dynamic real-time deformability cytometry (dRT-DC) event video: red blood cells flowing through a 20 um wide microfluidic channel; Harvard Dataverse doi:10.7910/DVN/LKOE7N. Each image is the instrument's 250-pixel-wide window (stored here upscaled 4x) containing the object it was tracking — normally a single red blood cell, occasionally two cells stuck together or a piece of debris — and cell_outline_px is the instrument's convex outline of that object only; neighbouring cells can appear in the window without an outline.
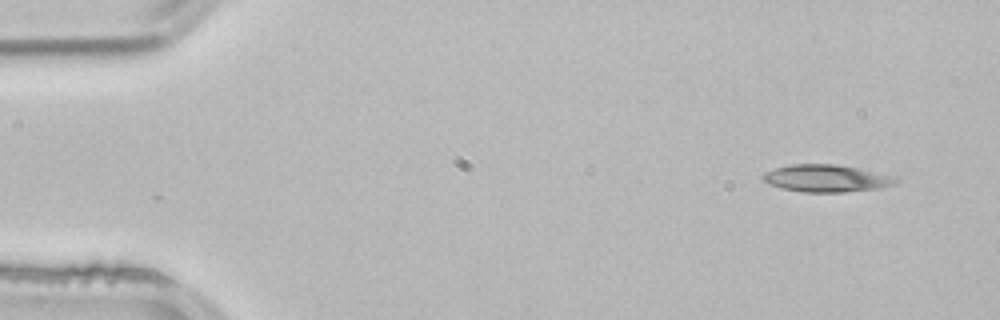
{"species": "common noctule bat (a hibernating species)", "species_latin": "Nyctalus noctula", "temperature_condition": "room temperature", "stored_images_in_passage": 49, "camera_frame_rate_fps": 3000, "um_per_image_px": 0.085, "animal": {"sex": "male", "body_mass_g": 21.5, "forearm_length_mm": 52.0}, "frame": {"image": 1, "passage_image": 1, "time_ms": 0.0, "image_size_px": [1000, 320], "cell_outline_px": [[900, 180], [896, 184], [880, 188], [844, 192], [804, 192], [784, 188], [768, 184], [764, 180], [764, 172], [776, 168], [792, 164], [836, 164], [856, 168], [888, 176]], "centroid_in_image_um": [70.22, 15.16], "position_along_channel_um": 14.8, "area_um2": 20.63}}
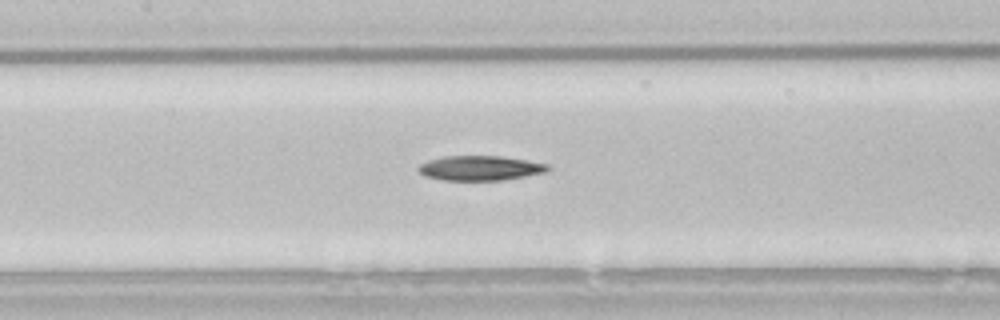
{"frame": {"image": 2, "passage_image": 21, "time_ms": 6.667, "image_size_px": [1000, 320], "cell_outline_px": [[548, 168], [544, 172], [500, 180], [444, 180], [424, 176], [416, 168], [420, 164], [444, 156], [500, 156], [548, 164]], "centroid_in_image_um": [40.74, 14.28], "position_along_channel_um": 166.7, "area_um2": 18.21}}
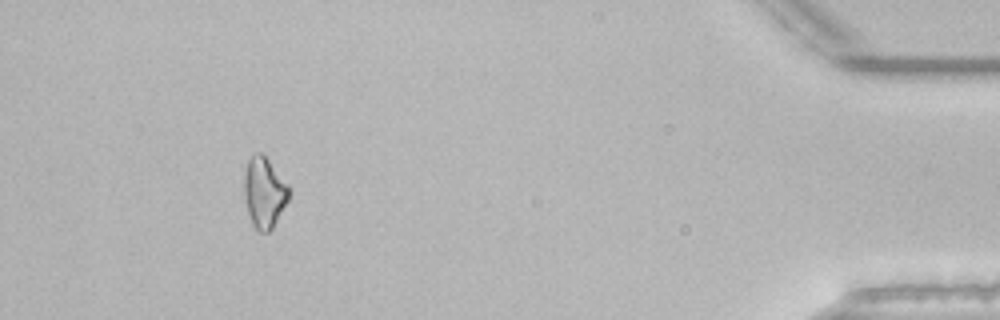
{"frame": {"image": 3, "passage_image": 45, "time_ms": 14.667, "image_size_px": [1000, 320], "cell_outline_px": [[288, 200], [272, 228], [268, 232], [256, 232], [252, 224], [248, 212], [244, 196], [244, 172], [248, 160], [256, 152], [260, 152], [268, 160], [288, 184]], "centroid_in_image_um": [22.43, 16.38], "position_along_channel_um": 412.8, "area_um2": 18.21}, "authors_computed_cell_mechanics": {"area_um2": 18.9006, "velocity_mm_per_s": 3.8917, "shape_relaxation_time_tau1_ms": 10.8708, "shape_relaxation_time_tau2_ms": null, "deformation_change_tau1": 0.1969, "deformation_change_tau2": null}}